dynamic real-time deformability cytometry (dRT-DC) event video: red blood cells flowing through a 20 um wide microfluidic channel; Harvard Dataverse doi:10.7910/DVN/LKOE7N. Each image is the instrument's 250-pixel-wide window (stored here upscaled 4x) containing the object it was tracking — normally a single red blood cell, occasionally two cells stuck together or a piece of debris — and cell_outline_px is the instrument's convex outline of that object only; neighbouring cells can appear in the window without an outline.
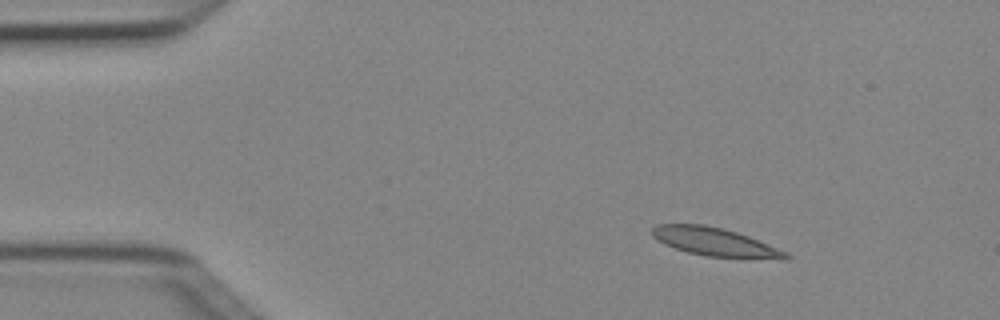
{"species": "Egyptian fruit bat (a non-hibernating species)", "species_latin": "Rousettus aegyptiacus", "temperature_condition": "cold", "stored_images_in_passage": 3, "camera_frame_rate_fps": 3000, "um_per_image_px": 0.085, "animal": {"sex": "female"}, "frame": {"image": 1, "passage_image": 1, "time_ms": 0.0, "image_size_px": [1000, 320], "cell_outline_px": [[792, 256], [784, 260], [704, 256], [688, 252], [664, 244], [652, 236], [652, 228], [656, 224], [704, 224], [724, 228], [748, 236], [788, 252]], "centroid_in_image_um": [60.81, 20.57], "position_along_channel_um": 24.2, "area_um2": 22.25}}
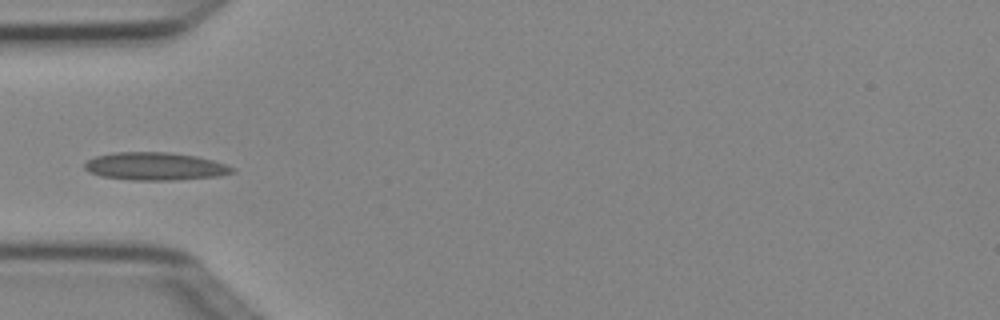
{"frame": {"image": 2, "passage_image": 3, "time_ms": 0.667, "image_size_px": [1000, 320], "cell_outline_px": [[236, 172], [220, 176], [176, 180], [132, 180], [100, 176], [88, 172], [84, 168], [84, 164], [88, 160], [96, 156], [112, 152], [168, 152], [196, 156], [212, 160], [236, 168]], "centroid_in_image_um": [13.19, 14.14], "position_along_channel_um": 71.8, "area_um2": 24.1}}